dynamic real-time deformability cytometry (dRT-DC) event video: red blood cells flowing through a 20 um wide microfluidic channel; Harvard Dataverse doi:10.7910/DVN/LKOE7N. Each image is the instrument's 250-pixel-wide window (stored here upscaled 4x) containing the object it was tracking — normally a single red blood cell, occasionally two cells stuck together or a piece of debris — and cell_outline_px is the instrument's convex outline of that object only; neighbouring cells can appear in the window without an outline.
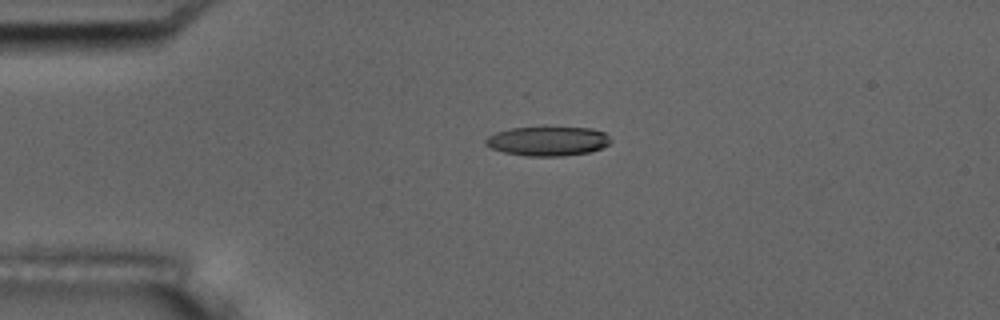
{"species": "common noctule bat (a hibernating species)", "species_latin": "Nyctalus noctula", "temperature_condition": "room temperature", "stored_images_in_passage": 5, "camera_frame_rate_fps": 3000, "um_per_image_px": 0.085, "animal": {"sex": "male", "body_mass_g": 17.5, "forearm_length_mm": 52.3}, "frame": {"image": 1, "passage_image": 3, "time_ms": 2.333, "image_size_px": [1000, 320], "cell_outline_px": [[612, 140], [608, 144], [600, 148], [588, 152], [564, 156], [524, 156], [504, 152], [492, 148], [484, 144], [484, 140], [488, 136], [496, 132], [512, 128], [544, 124], [592, 128], [604, 132]], "centroid_in_image_um": [46.55, 11.94], "position_along_channel_um": 38.5, "area_um2": 22.31}}